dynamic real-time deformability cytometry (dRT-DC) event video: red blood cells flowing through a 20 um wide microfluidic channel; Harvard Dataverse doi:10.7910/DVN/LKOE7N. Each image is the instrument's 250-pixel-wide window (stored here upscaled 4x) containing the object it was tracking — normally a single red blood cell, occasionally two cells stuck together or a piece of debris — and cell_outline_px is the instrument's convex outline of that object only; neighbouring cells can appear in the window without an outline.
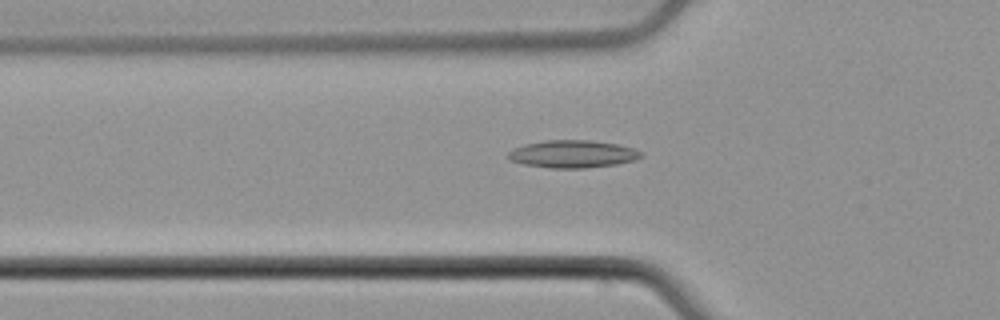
{"species": "common noctule bat (a hibernating species)", "species_latin": "Nyctalus noctula", "temperature_condition": "cold", "stored_images_in_passage": 51, "camera_frame_rate_fps": 3000, "um_per_image_px": 0.085, "animal": {"sex": "male", "body_mass_g": 21.5, "forearm_length_mm": 52.0}, "frame": {"image": 1, "passage_image": 19, "time_ms": 6.0, "image_size_px": [1000, 320], "cell_outline_px": [[644, 156], [636, 160], [616, 164], [584, 168], [552, 168], [524, 164], [508, 160], [508, 152], [512, 148], [524, 144], [544, 140], [592, 140], [616, 144], [632, 148], [644, 152]], "centroid_in_image_um": [48.68, 13.08], "position_along_channel_um": 77.1, "area_um2": 21.5}}
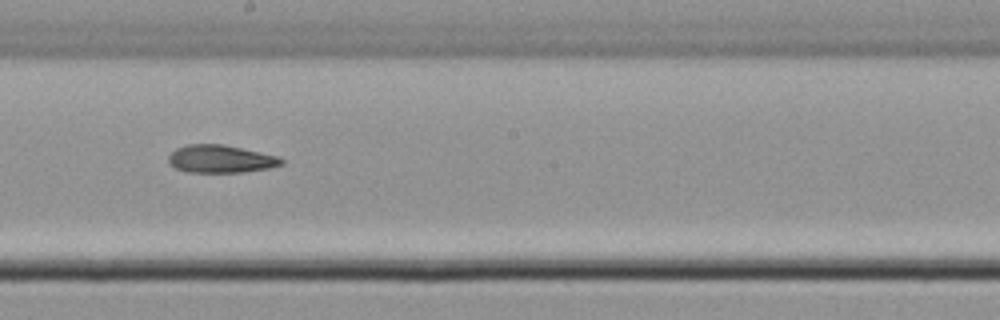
{"frame": {"image": 2, "passage_image": 31, "time_ms": 10.0, "image_size_px": [1000, 320], "cell_outline_px": [[284, 164], [272, 168], [244, 172], [188, 172], [176, 168], [168, 164], [168, 156], [176, 148], [188, 144], [224, 144], [260, 152], [276, 156], [284, 160]], "centroid_in_image_um": [18.76, 13.51], "position_along_channel_um": 229.4, "area_um2": 18.38}}
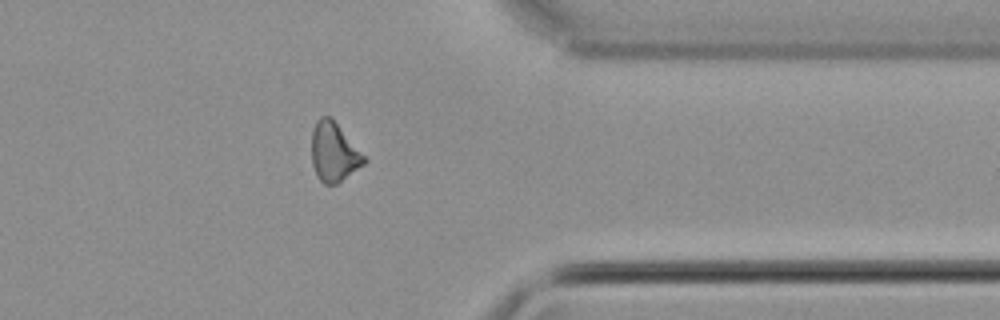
{"frame": {"image": 3, "passage_image": 44, "time_ms": 14.333, "image_size_px": [1000, 320], "cell_outline_px": [[368, 160], [364, 164], [336, 184], [324, 184], [316, 176], [312, 164], [312, 132], [316, 120], [320, 116], [332, 116]], "centroid_in_image_um": [28.37, 12.9], "position_along_channel_um": 383.0, "area_um2": 18.15}, "authors_computed_cell_mechanics": {"area_um2": 18.9584, "velocity_mm_per_s": 3.7991, "shape_relaxation_time_tau1_ms": 3.4874, "shape_relaxation_time_tau2_ms": 7.5834, "deformation_change_tau1": 0.0941, "deformation_change_tau2": 0.1786}}